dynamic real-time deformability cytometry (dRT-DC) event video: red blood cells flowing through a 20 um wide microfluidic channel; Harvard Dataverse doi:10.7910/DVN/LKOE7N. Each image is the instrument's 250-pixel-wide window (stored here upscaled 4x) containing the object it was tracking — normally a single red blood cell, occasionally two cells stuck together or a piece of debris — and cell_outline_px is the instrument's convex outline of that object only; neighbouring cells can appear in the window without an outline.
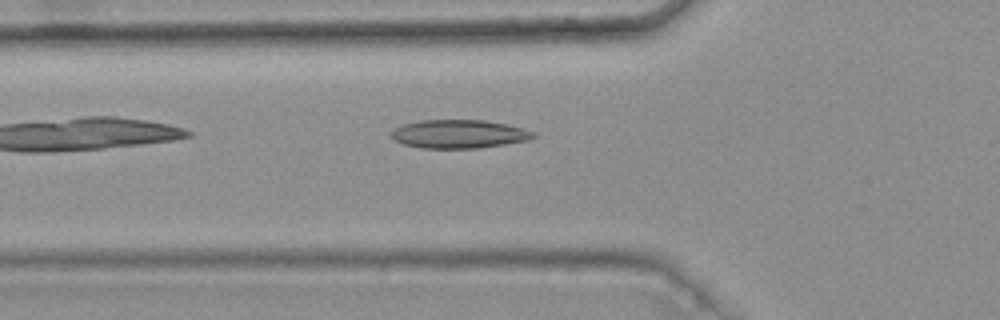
{"species": "common noctule bat (a hibernating species)", "species_latin": "Nyctalus noctula", "temperature_condition": "warm", "stored_images_in_passage": 2, "camera_frame_rate_fps": 3000, "um_per_image_px": 0.085, "animal": {"sex": "female", "body_mass_g": 25.1}, "frame": {"image": 1, "passage_image": 2, "time_ms": 0.333, "image_size_px": [1000, 320], "cell_outline_px": [[536, 136], [528, 140], [504, 144], [476, 148], [420, 148], [404, 144], [392, 140], [388, 132], [400, 124], [420, 120], [484, 120], [508, 124], [524, 128], [536, 132]], "centroid_in_image_um": [38.96, 11.38], "position_along_channel_um": 86.8, "area_um2": 23.93}}